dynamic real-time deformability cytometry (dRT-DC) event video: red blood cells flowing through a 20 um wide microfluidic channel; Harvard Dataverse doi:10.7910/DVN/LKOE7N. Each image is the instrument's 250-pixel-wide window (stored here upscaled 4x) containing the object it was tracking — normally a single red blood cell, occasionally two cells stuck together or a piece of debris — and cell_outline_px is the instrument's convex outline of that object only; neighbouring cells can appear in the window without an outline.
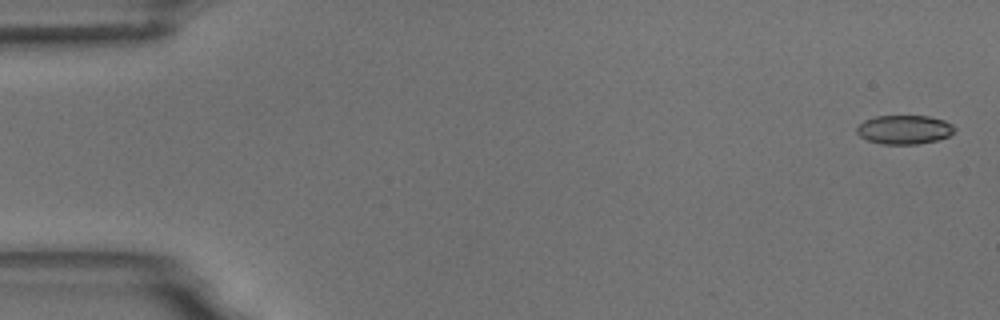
{"species": "common noctule bat (a hibernating species)", "species_latin": "Nyctalus noctula", "temperature_condition": "room temperature", "stored_images_in_passage": 5, "camera_frame_rate_fps": 3000, "um_per_image_px": 0.085, "animal": {"sex": "male", "body_mass_g": 18.8}, "frame": {"image": 1, "passage_image": 1, "time_ms": 0.0, "image_size_px": [1000, 320], "cell_outline_px": [[956, 128], [948, 136], [936, 140], [916, 144], [884, 144], [868, 140], [860, 136], [856, 132], [856, 128], [864, 120], [876, 116], [928, 116], [944, 120], [952, 124]], "centroid_in_image_um": [76.85, 11.01], "position_along_channel_um": 8.1, "area_um2": 16.36}}
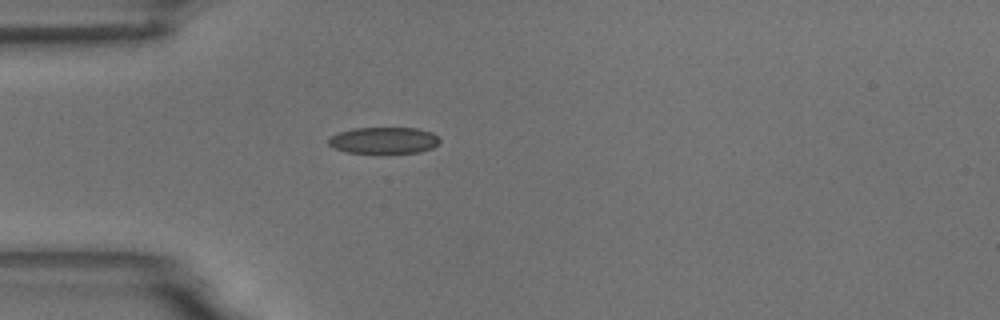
{"frame": {"image": 2, "passage_image": 5, "time_ms": 4.667, "image_size_px": [1000, 320], "cell_outline_px": [[440, 140], [432, 148], [420, 152], [384, 156], [344, 152], [332, 148], [328, 144], [328, 136], [352, 128], [416, 128], [432, 132]], "centroid_in_image_um": [32.56, 11.99], "position_along_channel_um": 52.4, "area_um2": 18.15}}